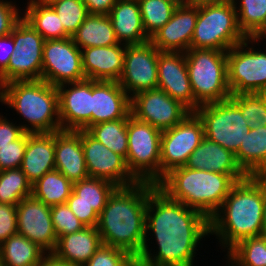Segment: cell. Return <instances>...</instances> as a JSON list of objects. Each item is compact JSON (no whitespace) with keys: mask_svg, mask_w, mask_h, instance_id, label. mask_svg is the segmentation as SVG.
Returning <instances> with one entry per match:
<instances>
[{"mask_svg":"<svg viewBox=\"0 0 266 266\" xmlns=\"http://www.w3.org/2000/svg\"><path fill=\"white\" fill-rule=\"evenodd\" d=\"M172 1L175 2L178 5L186 4V0H172Z\"/></svg>","mask_w":266,"mask_h":266,"instance_id":"db71d44e","label":"cell"},{"mask_svg":"<svg viewBox=\"0 0 266 266\" xmlns=\"http://www.w3.org/2000/svg\"><path fill=\"white\" fill-rule=\"evenodd\" d=\"M230 99L239 107L250 128L266 126V98L263 93L235 94Z\"/></svg>","mask_w":266,"mask_h":266,"instance_id":"f35d334b","label":"cell"},{"mask_svg":"<svg viewBox=\"0 0 266 266\" xmlns=\"http://www.w3.org/2000/svg\"><path fill=\"white\" fill-rule=\"evenodd\" d=\"M144 31L151 38L172 17L178 4L172 0H137Z\"/></svg>","mask_w":266,"mask_h":266,"instance_id":"8d00e7d4","label":"cell"},{"mask_svg":"<svg viewBox=\"0 0 266 266\" xmlns=\"http://www.w3.org/2000/svg\"><path fill=\"white\" fill-rule=\"evenodd\" d=\"M116 188L110 181L88 177L73 183L74 203H85L100 214Z\"/></svg>","mask_w":266,"mask_h":266,"instance_id":"836d02e7","label":"cell"},{"mask_svg":"<svg viewBox=\"0 0 266 266\" xmlns=\"http://www.w3.org/2000/svg\"><path fill=\"white\" fill-rule=\"evenodd\" d=\"M197 16L198 6L178 5L171 19L150 41L161 52H186L190 49Z\"/></svg>","mask_w":266,"mask_h":266,"instance_id":"ffe728a7","label":"cell"},{"mask_svg":"<svg viewBox=\"0 0 266 266\" xmlns=\"http://www.w3.org/2000/svg\"><path fill=\"white\" fill-rule=\"evenodd\" d=\"M17 233L23 235L46 253H52L57 244L51 206L33 196L17 204Z\"/></svg>","mask_w":266,"mask_h":266,"instance_id":"ac0fdd59","label":"cell"},{"mask_svg":"<svg viewBox=\"0 0 266 266\" xmlns=\"http://www.w3.org/2000/svg\"><path fill=\"white\" fill-rule=\"evenodd\" d=\"M160 52L150 40L142 44L126 45L123 72L118 83L130 97L158 87Z\"/></svg>","mask_w":266,"mask_h":266,"instance_id":"5bb4252c","label":"cell"},{"mask_svg":"<svg viewBox=\"0 0 266 266\" xmlns=\"http://www.w3.org/2000/svg\"><path fill=\"white\" fill-rule=\"evenodd\" d=\"M263 235H266V176H264Z\"/></svg>","mask_w":266,"mask_h":266,"instance_id":"816d5d0a","label":"cell"},{"mask_svg":"<svg viewBox=\"0 0 266 266\" xmlns=\"http://www.w3.org/2000/svg\"><path fill=\"white\" fill-rule=\"evenodd\" d=\"M14 52L12 35L0 37V75L7 69L10 56Z\"/></svg>","mask_w":266,"mask_h":266,"instance_id":"c3c4849f","label":"cell"},{"mask_svg":"<svg viewBox=\"0 0 266 266\" xmlns=\"http://www.w3.org/2000/svg\"><path fill=\"white\" fill-rule=\"evenodd\" d=\"M188 76L195 98V111L204 104L231 97L228 85L227 52L190 48L185 52Z\"/></svg>","mask_w":266,"mask_h":266,"instance_id":"8992f818","label":"cell"},{"mask_svg":"<svg viewBox=\"0 0 266 266\" xmlns=\"http://www.w3.org/2000/svg\"><path fill=\"white\" fill-rule=\"evenodd\" d=\"M14 52L0 75V86L12 81L41 80L44 38L22 18L11 32Z\"/></svg>","mask_w":266,"mask_h":266,"instance_id":"30bf717a","label":"cell"},{"mask_svg":"<svg viewBox=\"0 0 266 266\" xmlns=\"http://www.w3.org/2000/svg\"><path fill=\"white\" fill-rule=\"evenodd\" d=\"M27 146V132L0 148V171L20 168Z\"/></svg>","mask_w":266,"mask_h":266,"instance_id":"7bdbcfd3","label":"cell"},{"mask_svg":"<svg viewBox=\"0 0 266 266\" xmlns=\"http://www.w3.org/2000/svg\"><path fill=\"white\" fill-rule=\"evenodd\" d=\"M226 253L234 266H266V235L246 238Z\"/></svg>","mask_w":266,"mask_h":266,"instance_id":"d590c367","label":"cell"},{"mask_svg":"<svg viewBox=\"0 0 266 266\" xmlns=\"http://www.w3.org/2000/svg\"><path fill=\"white\" fill-rule=\"evenodd\" d=\"M36 266H76L56 258L52 253H47Z\"/></svg>","mask_w":266,"mask_h":266,"instance_id":"f907efd6","label":"cell"},{"mask_svg":"<svg viewBox=\"0 0 266 266\" xmlns=\"http://www.w3.org/2000/svg\"><path fill=\"white\" fill-rule=\"evenodd\" d=\"M204 137L203 122L195 112H190L174 127L162 131L160 181L171 170L185 166Z\"/></svg>","mask_w":266,"mask_h":266,"instance_id":"7c38bea8","label":"cell"},{"mask_svg":"<svg viewBox=\"0 0 266 266\" xmlns=\"http://www.w3.org/2000/svg\"><path fill=\"white\" fill-rule=\"evenodd\" d=\"M51 217L57 239L86 227L71 211L66 203L51 206Z\"/></svg>","mask_w":266,"mask_h":266,"instance_id":"b9f144b4","label":"cell"},{"mask_svg":"<svg viewBox=\"0 0 266 266\" xmlns=\"http://www.w3.org/2000/svg\"><path fill=\"white\" fill-rule=\"evenodd\" d=\"M89 14L108 15L117 0H82Z\"/></svg>","mask_w":266,"mask_h":266,"instance_id":"681fc988","label":"cell"},{"mask_svg":"<svg viewBox=\"0 0 266 266\" xmlns=\"http://www.w3.org/2000/svg\"><path fill=\"white\" fill-rule=\"evenodd\" d=\"M264 45L266 46V38H246L227 51L228 85L231 95L266 91Z\"/></svg>","mask_w":266,"mask_h":266,"instance_id":"ba28073f","label":"cell"},{"mask_svg":"<svg viewBox=\"0 0 266 266\" xmlns=\"http://www.w3.org/2000/svg\"><path fill=\"white\" fill-rule=\"evenodd\" d=\"M59 16L65 32L72 37L89 15L82 0H56L49 4Z\"/></svg>","mask_w":266,"mask_h":266,"instance_id":"ab89813d","label":"cell"},{"mask_svg":"<svg viewBox=\"0 0 266 266\" xmlns=\"http://www.w3.org/2000/svg\"><path fill=\"white\" fill-rule=\"evenodd\" d=\"M40 2L49 5L50 3L56 1V0H39Z\"/></svg>","mask_w":266,"mask_h":266,"instance_id":"11a10c76","label":"cell"},{"mask_svg":"<svg viewBox=\"0 0 266 266\" xmlns=\"http://www.w3.org/2000/svg\"><path fill=\"white\" fill-rule=\"evenodd\" d=\"M81 142L89 177L101 178L117 187L133 185L138 181L131 175L125 159L81 130Z\"/></svg>","mask_w":266,"mask_h":266,"instance_id":"2e32d148","label":"cell"},{"mask_svg":"<svg viewBox=\"0 0 266 266\" xmlns=\"http://www.w3.org/2000/svg\"><path fill=\"white\" fill-rule=\"evenodd\" d=\"M127 122L128 118L100 122L90 126L86 131L108 149L126 160L128 153Z\"/></svg>","mask_w":266,"mask_h":266,"instance_id":"e575fe53","label":"cell"},{"mask_svg":"<svg viewBox=\"0 0 266 266\" xmlns=\"http://www.w3.org/2000/svg\"><path fill=\"white\" fill-rule=\"evenodd\" d=\"M108 16L119 43L133 45L150 40L144 31L137 0H117Z\"/></svg>","mask_w":266,"mask_h":266,"instance_id":"484cf974","label":"cell"},{"mask_svg":"<svg viewBox=\"0 0 266 266\" xmlns=\"http://www.w3.org/2000/svg\"><path fill=\"white\" fill-rule=\"evenodd\" d=\"M263 209L264 176H247L232 187L210 218V235L224 253L246 238L263 235Z\"/></svg>","mask_w":266,"mask_h":266,"instance_id":"3957f363","label":"cell"},{"mask_svg":"<svg viewBox=\"0 0 266 266\" xmlns=\"http://www.w3.org/2000/svg\"><path fill=\"white\" fill-rule=\"evenodd\" d=\"M78 48L111 46L119 43L108 15L89 14L72 36Z\"/></svg>","mask_w":266,"mask_h":266,"instance_id":"f1b7e54d","label":"cell"},{"mask_svg":"<svg viewBox=\"0 0 266 266\" xmlns=\"http://www.w3.org/2000/svg\"><path fill=\"white\" fill-rule=\"evenodd\" d=\"M235 159L247 176H266V126L250 129Z\"/></svg>","mask_w":266,"mask_h":266,"instance_id":"83f0119b","label":"cell"},{"mask_svg":"<svg viewBox=\"0 0 266 266\" xmlns=\"http://www.w3.org/2000/svg\"><path fill=\"white\" fill-rule=\"evenodd\" d=\"M85 79L82 68V53L72 37L45 40L41 80L58 86Z\"/></svg>","mask_w":266,"mask_h":266,"instance_id":"4fadbf2b","label":"cell"},{"mask_svg":"<svg viewBox=\"0 0 266 266\" xmlns=\"http://www.w3.org/2000/svg\"><path fill=\"white\" fill-rule=\"evenodd\" d=\"M158 87L190 112H195V98L188 76L185 52L158 54Z\"/></svg>","mask_w":266,"mask_h":266,"instance_id":"d6986e66","label":"cell"},{"mask_svg":"<svg viewBox=\"0 0 266 266\" xmlns=\"http://www.w3.org/2000/svg\"><path fill=\"white\" fill-rule=\"evenodd\" d=\"M66 204L74 213V215L86 226L97 227L99 214L85 203H74V192L72 191L70 197L67 199Z\"/></svg>","mask_w":266,"mask_h":266,"instance_id":"bcb514c9","label":"cell"},{"mask_svg":"<svg viewBox=\"0 0 266 266\" xmlns=\"http://www.w3.org/2000/svg\"><path fill=\"white\" fill-rule=\"evenodd\" d=\"M156 187V184L137 182L113 191L97 224L103 245L122 249L139 258L146 237L148 197Z\"/></svg>","mask_w":266,"mask_h":266,"instance_id":"7a4b0ae2","label":"cell"},{"mask_svg":"<svg viewBox=\"0 0 266 266\" xmlns=\"http://www.w3.org/2000/svg\"><path fill=\"white\" fill-rule=\"evenodd\" d=\"M17 233V205L0 203V245Z\"/></svg>","mask_w":266,"mask_h":266,"instance_id":"f6af8a7d","label":"cell"},{"mask_svg":"<svg viewBox=\"0 0 266 266\" xmlns=\"http://www.w3.org/2000/svg\"><path fill=\"white\" fill-rule=\"evenodd\" d=\"M126 45L97 46L81 49L86 79L118 81L123 72Z\"/></svg>","mask_w":266,"mask_h":266,"instance_id":"7402d4cb","label":"cell"},{"mask_svg":"<svg viewBox=\"0 0 266 266\" xmlns=\"http://www.w3.org/2000/svg\"><path fill=\"white\" fill-rule=\"evenodd\" d=\"M32 196V184L20 168L0 171V203L17 205Z\"/></svg>","mask_w":266,"mask_h":266,"instance_id":"74e56055","label":"cell"},{"mask_svg":"<svg viewBox=\"0 0 266 266\" xmlns=\"http://www.w3.org/2000/svg\"><path fill=\"white\" fill-rule=\"evenodd\" d=\"M130 115L131 97L118 81L92 80V125Z\"/></svg>","mask_w":266,"mask_h":266,"instance_id":"44dd1931","label":"cell"},{"mask_svg":"<svg viewBox=\"0 0 266 266\" xmlns=\"http://www.w3.org/2000/svg\"><path fill=\"white\" fill-rule=\"evenodd\" d=\"M126 165L138 182H160L162 131L130 115L127 122Z\"/></svg>","mask_w":266,"mask_h":266,"instance_id":"9c48e42d","label":"cell"},{"mask_svg":"<svg viewBox=\"0 0 266 266\" xmlns=\"http://www.w3.org/2000/svg\"><path fill=\"white\" fill-rule=\"evenodd\" d=\"M102 245L97 227H84L82 230L61 236L52 254L76 266L87 263Z\"/></svg>","mask_w":266,"mask_h":266,"instance_id":"d4e9b609","label":"cell"},{"mask_svg":"<svg viewBox=\"0 0 266 266\" xmlns=\"http://www.w3.org/2000/svg\"><path fill=\"white\" fill-rule=\"evenodd\" d=\"M190 111L159 88L131 97V115L164 131L180 123Z\"/></svg>","mask_w":266,"mask_h":266,"instance_id":"9a60e30c","label":"cell"},{"mask_svg":"<svg viewBox=\"0 0 266 266\" xmlns=\"http://www.w3.org/2000/svg\"><path fill=\"white\" fill-rule=\"evenodd\" d=\"M47 253L21 234L0 245V266H36Z\"/></svg>","mask_w":266,"mask_h":266,"instance_id":"4dcf8cb0","label":"cell"},{"mask_svg":"<svg viewBox=\"0 0 266 266\" xmlns=\"http://www.w3.org/2000/svg\"><path fill=\"white\" fill-rule=\"evenodd\" d=\"M61 130H87L92 126V80L57 86Z\"/></svg>","mask_w":266,"mask_h":266,"instance_id":"e0dca14e","label":"cell"},{"mask_svg":"<svg viewBox=\"0 0 266 266\" xmlns=\"http://www.w3.org/2000/svg\"><path fill=\"white\" fill-rule=\"evenodd\" d=\"M0 102L16 111L28 133L61 130L57 86L44 80L12 81L0 86ZM21 117V118H20Z\"/></svg>","mask_w":266,"mask_h":266,"instance_id":"5b68a950","label":"cell"},{"mask_svg":"<svg viewBox=\"0 0 266 266\" xmlns=\"http://www.w3.org/2000/svg\"><path fill=\"white\" fill-rule=\"evenodd\" d=\"M206 236L210 238L206 215L156 187L148 197L146 237L137 266H199L195 258Z\"/></svg>","mask_w":266,"mask_h":266,"instance_id":"6da1fadb","label":"cell"},{"mask_svg":"<svg viewBox=\"0 0 266 266\" xmlns=\"http://www.w3.org/2000/svg\"><path fill=\"white\" fill-rule=\"evenodd\" d=\"M10 120L0 113V148L9 145V142L19 139L25 133L23 128L17 124V120L15 123L14 118Z\"/></svg>","mask_w":266,"mask_h":266,"instance_id":"7dc6e473","label":"cell"},{"mask_svg":"<svg viewBox=\"0 0 266 266\" xmlns=\"http://www.w3.org/2000/svg\"><path fill=\"white\" fill-rule=\"evenodd\" d=\"M224 259H225V266H234V265H232L225 257H224Z\"/></svg>","mask_w":266,"mask_h":266,"instance_id":"9f6ffc18","label":"cell"},{"mask_svg":"<svg viewBox=\"0 0 266 266\" xmlns=\"http://www.w3.org/2000/svg\"><path fill=\"white\" fill-rule=\"evenodd\" d=\"M187 168L228 175H246L236 162L235 154L204 137L189 156Z\"/></svg>","mask_w":266,"mask_h":266,"instance_id":"4316f807","label":"cell"},{"mask_svg":"<svg viewBox=\"0 0 266 266\" xmlns=\"http://www.w3.org/2000/svg\"><path fill=\"white\" fill-rule=\"evenodd\" d=\"M246 38L239 28L236 8L232 0H221L198 6L190 48L227 52Z\"/></svg>","mask_w":266,"mask_h":266,"instance_id":"52a82bcc","label":"cell"},{"mask_svg":"<svg viewBox=\"0 0 266 266\" xmlns=\"http://www.w3.org/2000/svg\"><path fill=\"white\" fill-rule=\"evenodd\" d=\"M13 1L0 0V37L10 35L16 24L23 18V9L19 3L16 4V0Z\"/></svg>","mask_w":266,"mask_h":266,"instance_id":"ee69618b","label":"cell"},{"mask_svg":"<svg viewBox=\"0 0 266 266\" xmlns=\"http://www.w3.org/2000/svg\"><path fill=\"white\" fill-rule=\"evenodd\" d=\"M82 266H137V259L122 249L102 244Z\"/></svg>","mask_w":266,"mask_h":266,"instance_id":"60d3db41","label":"cell"},{"mask_svg":"<svg viewBox=\"0 0 266 266\" xmlns=\"http://www.w3.org/2000/svg\"><path fill=\"white\" fill-rule=\"evenodd\" d=\"M195 113L203 122L205 137L233 154L237 153L251 129L239 107L230 98L201 105Z\"/></svg>","mask_w":266,"mask_h":266,"instance_id":"8fae6325","label":"cell"},{"mask_svg":"<svg viewBox=\"0 0 266 266\" xmlns=\"http://www.w3.org/2000/svg\"><path fill=\"white\" fill-rule=\"evenodd\" d=\"M219 1L221 0H186V4L199 6L203 4L216 3Z\"/></svg>","mask_w":266,"mask_h":266,"instance_id":"f5cc1de1","label":"cell"},{"mask_svg":"<svg viewBox=\"0 0 266 266\" xmlns=\"http://www.w3.org/2000/svg\"><path fill=\"white\" fill-rule=\"evenodd\" d=\"M247 175H228L178 167L157 184L170 199L196 209L209 219L220 209L232 187Z\"/></svg>","mask_w":266,"mask_h":266,"instance_id":"277c9868","label":"cell"},{"mask_svg":"<svg viewBox=\"0 0 266 266\" xmlns=\"http://www.w3.org/2000/svg\"><path fill=\"white\" fill-rule=\"evenodd\" d=\"M73 191V183L57 170L45 173L32 185V196L53 206L66 203Z\"/></svg>","mask_w":266,"mask_h":266,"instance_id":"d6a6232c","label":"cell"},{"mask_svg":"<svg viewBox=\"0 0 266 266\" xmlns=\"http://www.w3.org/2000/svg\"><path fill=\"white\" fill-rule=\"evenodd\" d=\"M240 30L247 38H266V0H232Z\"/></svg>","mask_w":266,"mask_h":266,"instance_id":"1f68e13d","label":"cell"},{"mask_svg":"<svg viewBox=\"0 0 266 266\" xmlns=\"http://www.w3.org/2000/svg\"><path fill=\"white\" fill-rule=\"evenodd\" d=\"M20 169L32 185L45 173L55 170V132H27V146Z\"/></svg>","mask_w":266,"mask_h":266,"instance_id":"cb8c5ba5","label":"cell"},{"mask_svg":"<svg viewBox=\"0 0 266 266\" xmlns=\"http://www.w3.org/2000/svg\"><path fill=\"white\" fill-rule=\"evenodd\" d=\"M23 18L44 38V40L69 38L55 10L39 0H27Z\"/></svg>","mask_w":266,"mask_h":266,"instance_id":"f546056e","label":"cell"},{"mask_svg":"<svg viewBox=\"0 0 266 266\" xmlns=\"http://www.w3.org/2000/svg\"><path fill=\"white\" fill-rule=\"evenodd\" d=\"M55 170L72 183L89 177L81 142V130L55 132Z\"/></svg>","mask_w":266,"mask_h":266,"instance_id":"603a6c76","label":"cell"}]
</instances>
